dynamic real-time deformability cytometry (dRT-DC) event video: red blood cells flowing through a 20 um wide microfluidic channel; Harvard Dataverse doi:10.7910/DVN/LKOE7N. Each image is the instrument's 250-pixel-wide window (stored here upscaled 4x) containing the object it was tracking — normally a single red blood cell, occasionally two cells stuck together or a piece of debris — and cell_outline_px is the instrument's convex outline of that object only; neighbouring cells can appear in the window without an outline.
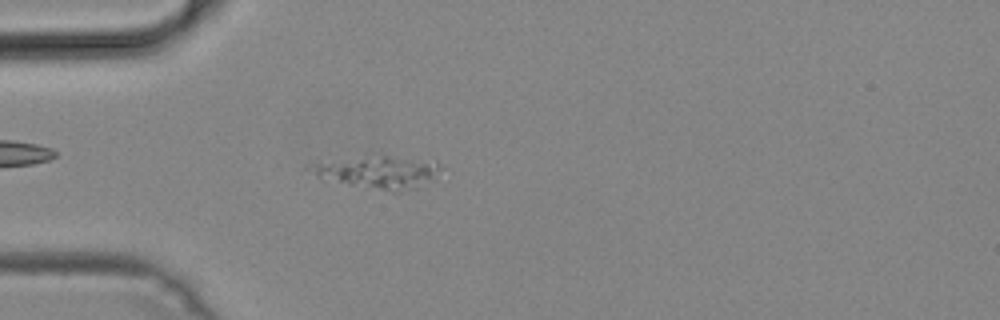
{"species": "common noctule bat (a hibernating species)", "species_latin": "Nyctalus noctula", "temperature_condition": "cold", "stored_images_in_passage": 51, "camera_frame_rate_fps": 3000, "um_per_image_px": 0.085, "animal": {"sex": "male", "body_mass_g": 19.2, "forearm_length_mm": 51.8}, "frame": {"image": 1, "passage_image": 14, "time_ms": 4.333, "image_size_px": [1000, 320], "cell_outline_px": [[444, 168], [436, 180], [416, 188], [400, 192], [388, 192], [352, 184], [316, 172], [312, 168], [320, 164], [384, 156], [388, 156], [436, 160]], "centroid_in_image_um": [32.65, 14.66], "position_along_channel_um": 52.4, "area_um2": 23.0}}
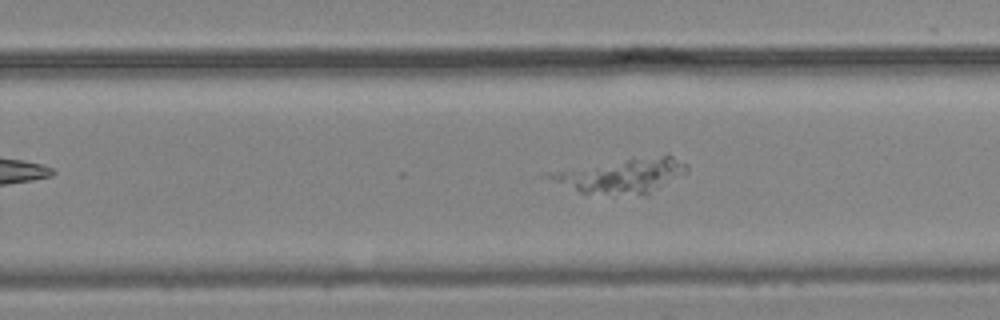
{"frame": {"image": 2, "passage_image": 32, "time_ms": 10.333, "image_size_px": [1000, 320], "cell_outline_px": [[688, 168], [648, 196], [580, 192], [548, 176], [544, 172], [624, 160], [664, 156], [672, 156], [688, 164]], "centroid_in_image_um": [52.88, 14.96], "position_along_channel_um": 276.9, "area_um2": 26.36}}
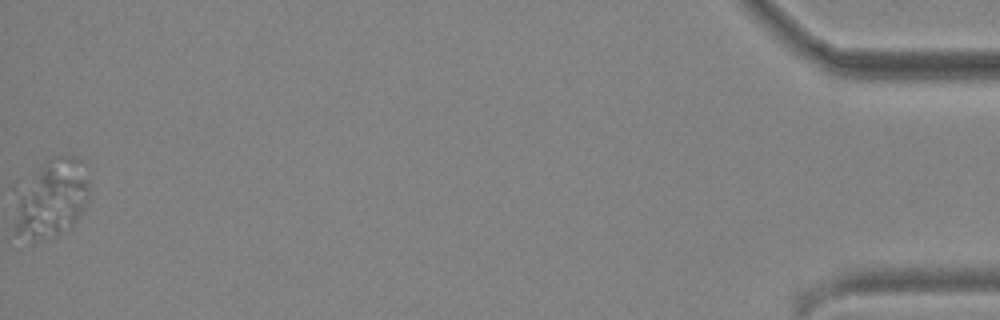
{"frame": {"image": 3, "passage_image": 51, "time_ms": 16.667, "image_size_px": [1000, 320], "cell_outline_px": [[88, 200], [72, 224], [56, 236], [32, 244], [12, 232], [12, 220], [20, 192], [56, 156], [72, 156], [80, 160], [88, 180]], "centroid_in_image_um": [4.36, 17.03], "position_along_channel_um": 430.8, "area_um2": 32.95}}